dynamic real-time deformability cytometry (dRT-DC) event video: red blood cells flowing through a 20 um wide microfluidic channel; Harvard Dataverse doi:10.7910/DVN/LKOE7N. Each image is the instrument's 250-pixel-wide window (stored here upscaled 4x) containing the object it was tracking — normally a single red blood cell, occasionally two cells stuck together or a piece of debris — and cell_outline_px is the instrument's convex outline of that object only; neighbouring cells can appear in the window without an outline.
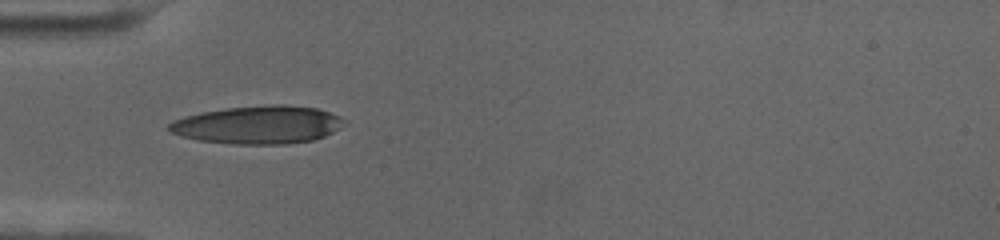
{"species": "human", "species_latin": "Homo sapiens", "temperature_condition": "cold", "stored_images_in_passage": 40, "camera_frame_rate_fps": 3000, "um_per_image_px": 0.085, "donor": {"sex": "female"}, "frame": {"image": 1, "passage_image": 1, "time_ms": 0.0, "image_size_px": [1000, 240], "cell_outline_px": [[348, 120], [340, 128], [324, 136], [312, 140], [284, 144], [236, 144], [196, 140], [180, 136], [172, 132], [168, 128], [168, 124], [172, 120], [184, 116], [204, 112], [228, 108], [272, 104], [284, 104], [316, 108], [340, 116]], "centroid_in_image_um": [21.95, 10.61], "position_along_channel_um": 63.1, "area_um2": 38.78}}
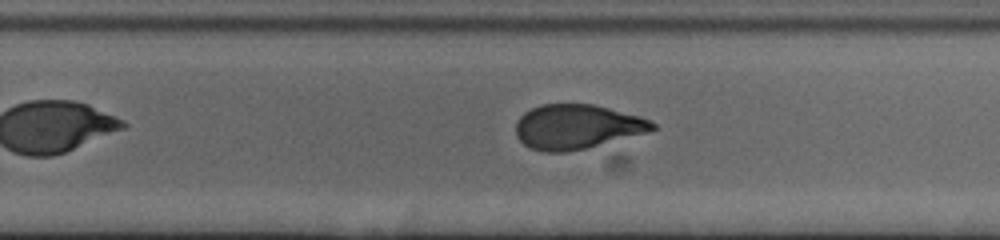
{"frame": {"image": 2, "passage_image": 20, "time_ms": 6.333, "image_size_px": [1000, 240], "cell_outline_px": [[656, 128], [644, 132], [584, 148], [564, 152], [544, 152], [532, 148], [524, 144], [516, 136], [516, 124], [520, 116], [524, 112], [532, 108], [544, 104], [592, 104], [640, 116], [656, 124]], "centroid_in_image_um": [48.98, 10.76], "position_along_channel_um": 280.8, "area_um2": 34.74}}
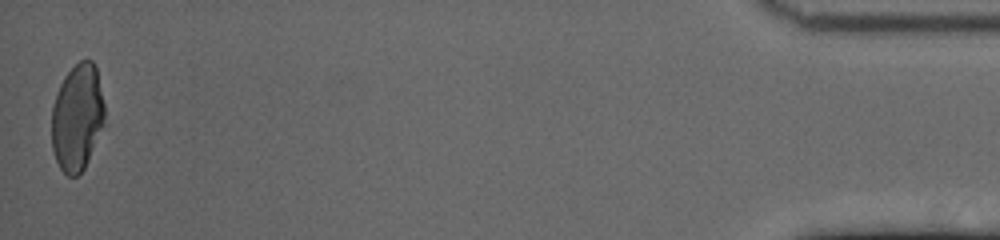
{"frame": {"image": 3, "passage_image": 40, "time_ms": 13.0, "image_size_px": [1000, 240], "cell_outline_px": [[104, 124], [88, 160], [84, 168], [76, 176], [68, 176], [60, 168], [52, 152], [52, 104], [56, 92], [64, 76], [80, 60], [92, 60], [96, 68], [104, 104]], "centroid_in_image_um": [6.55, 9.98], "position_along_channel_um": 428.7, "area_um2": 32.89}, "authors_computed_cell_mechanics": {"area_um2": 36.1539, "velocity_mm_per_s": 3.4868, "shape_relaxation_time_tau1_ms": 6.5745, "shape_relaxation_time_tau2_ms": 1.4954, "deformation_change_tau1": 0.2201, "deformation_change_tau2": 0.0756}}